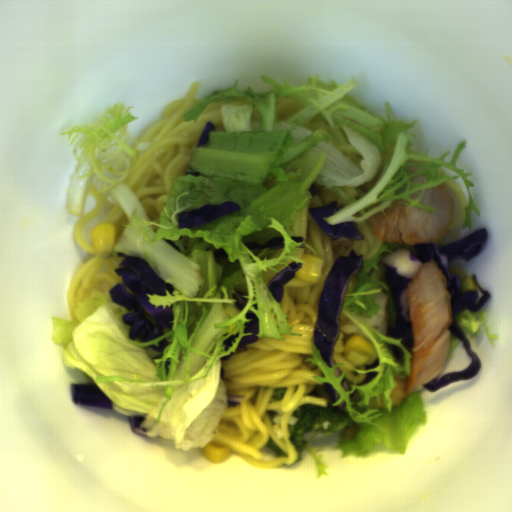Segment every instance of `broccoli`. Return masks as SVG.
Listing matches in <instances>:
<instances>
[{
	"instance_id": "obj_2",
	"label": "broccoli",
	"mask_w": 512,
	"mask_h": 512,
	"mask_svg": "<svg viewBox=\"0 0 512 512\" xmlns=\"http://www.w3.org/2000/svg\"><path fill=\"white\" fill-rule=\"evenodd\" d=\"M266 448L271 449L273 452H276L275 457H287L288 455L284 450H282L278 444L270 437L268 438V442L266 443Z\"/></svg>"
},
{
	"instance_id": "obj_3",
	"label": "broccoli",
	"mask_w": 512,
	"mask_h": 512,
	"mask_svg": "<svg viewBox=\"0 0 512 512\" xmlns=\"http://www.w3.org/2000/svg\"><path fill=\"white\" fill-rule=\"evenodd\" d=\"M285 392H286V387L274 388V391L272 394V400H278L280 398H283Z\"/></svg>"
},
{
	"instance_id": "obj_1",
	"label": "broccoli",
	"mask_w": 512,
	"mask_h": 512,
	"mask_svg": "<svg viewBox=\"0 0 512 512\" xmlns=\"http://www.w3.org/2000/svg\"><path fill=\"white\" fill-rule=\"evenodd\" d=\"M293 416H297L296 424L289 425L290 440L297 452L296 461L302 459V454L307 447V441L302 437L310 431L332 435L350 429L355 421H352L348 413L339 408H327L320 406L302 405L298 407Z\"/></svg>"
}]
</instances>
